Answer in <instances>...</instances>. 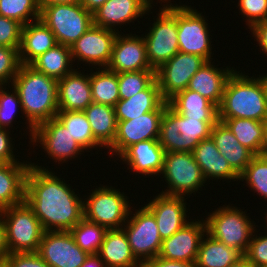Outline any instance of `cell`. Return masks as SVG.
Wrapping results in <instances>:
<instances>
[{"instance_id": "1", "label": "cell", "mask_w": 267, "mask_h": 267, "mask_svg": "<svg viewBox=\"0 0 267 267\" xmlns=\"http://www.w3.org/2000/svg\"><path fill=\"white\" fill-rule=\"evenodd\" d=\"M31 163L25 183V202L44 231H70L83 217V198L65 180Z\"/></svg>"}, {"instance_id": "2", "label": "cell", "mask_w": 267, "mask_h": 267, "mask_svg": "<svg viewBox=\"0 0 267 267\" xmlns=\"http://www.w3.org/2000/svg\"><path fill=\"white\" fill-rule=\"evenodd\" d=\"M17 91L21 112L28 122L30 139L32 141L34 128L47 120L56 117L58 109L57 80L30 65H20L11 83Z\"/></svg>"}, {"instance_id": "3", "label": "cell", "mask_w": 267, "mask_h": 267, "mask_svg": "<svg viewBox=\"0 0 267 267\" xmlns=\"http://www.w3.org/2000/svg\"><path fill=\"white\" fill-rule=\"evenodd\" d=\"M233 118L267 120V89L262 76L249 77L236 69L229 76L218 106V119Z\"/></svg>"}, {"instance_id": "4", "label": "cell", "mask_w": 267, "mask_h": 267, "mask_svg": "<svg viewBox=\"0 0 267 267\" xmlns=\"http://www.w3.org/2000/svg\"><path fill=\"white\" fill-rule=\"evenodd\" d=\"M216 123L183 117L167 105L160 123L158 142L165 153L192 152L203 139L210 137Z\"/></svg>"}, {"instance_id": "5", "label": "cell", "mask_w": 267, "mask_h": 267, "mask_svg": "<svg viewBox=\"0 0 267 267\" xmlns=\"http://www.w3.org/2000/svg\"><path fill=\"white\" fill-rule=\"evenodd\" d=\"M247 215L237 207L223 205L208 214L205 220L206 232L244 255L253 233L256 232V223L251 222Z\"/></svg>"}, {"instance_id": "6", "label": "cell", "mask_w": 267, "mask_h": 267, "mask_svg": "<svg viewBox=\"0 0 267 267\" xmlns=\"http://www.w3.org/2000/svg\"><path fill=\"white\" fill-rule=\"evenodd\" d=\"M7 234L10 253H35L44 230L32 208L24 201L0 211Z\"/></svg>"}, {"instance_id": "7", "label": "cell", "mask_w": 267, "mask_h": 267, "mask_svg": "<svg viewBox=\"0 0 267 267\" xmlns=\"http://www.w3.org/2000/svg\"><path fill=\"white\" fill-rule=\"evenodd\" d=\"M162 7L152 28L150 26L149 32L143 36L148 63L155 71L179 52L177 4Z\"/></svg>"}, {"instance_id": "8", "label": "cell", "mask_w": 267, "mask_h": 267, "mask_svg": "<svg viewBox=\"0 0 267 267\" xmlns=\"http://www.w3.org/2000/svg\"><path fill=\"white\" fill-rule=\"evenodd\" d=\"M83 199L84 218L107 230L122 229L130 213L128 197L118 189L100 186Z\"/></svg>"}, {"instance_id": "9", "label": "cell", "mask_w": 267, "mask_h": 267, "mask_svg": "<svg viewBox=\"0 0 267 267\" xmlns=\"http://www.w3.org/2000/svg\"><path fill=\"white\" fill-rule=\"evenodd\" d=\"M40 19L54 33L58 44L68 47L93 25V14L81 3L44 7L40 11Z\"/></svg>"}, {"instance_id": "10", "label": "cell", "mask_w": 267, "mask_h": 267, "mask_svg": "<svg viewBox=\"0 0 267 267\" xmlns=\"http://www.w3.org/2000/svg\"><path fill=\"white\" fill-rule=\"evenodd\" d=\"M161 174L169 188L161 193L169 196H188L193 192L196 194L207 182L192 152L165 153Z\"/></svg>"}, {"instance_id": "11", "label": "cell", "mask_w": 267, "mask_h": 267, "mask_svg": "<svg viewBox=\"0 0 267 267\" xmlns=\"http://www.w3.org/2000/svg\"><path fill=\"white\" fill-rule=\"evenodd\" d=\"M132 213L130 210L126 225L122 229L126 233L133 255L143 265L147 260L159 255L163 240L154 215L145 206L133 215Z\"/></svg>"}, {"instance_id": "12", "label": "cell", "mask_w": 267, "mask_h": 267, "mask_svg": "<svg viewBox=\"0 0 267 267\" xmlns=\"http://www.w3.org/2000/svg\"><path fill=\"white\" fill-rule=\"evenodd\" d=\"M196 9L177 4V30L179 52L197 55L212 61L209 26L202 13Z\"/></svg>"}, {"instance_id": "13", "label": "cell", "mask_w": 267, "mask_h": 267, "mask_svg": "<svg viewBox=\"0 0 267 267\" xmlns=\"http://www.w3.org/2000/svg\"><path fill=\"white\" fill-rule=\"evenodd\" d=\"M207 62L203 57L178 52L155 71L161 96L168 101L187 89L190 79Z\"/></svg>"}, {"instance_id": "14", "label": "cell", "mask_w": 267, "mask_h": 267, "mask_svg": "<svg viewBox=\"0 0 267 267\" xmlns=\"http://www.w3.org/2000/svg\"><path fill=\"white\" fill-rule=\"evenodd\" d=\"M167 105L168 102L164 101L155 111L145 113L133 120L117 121L116 136L113 143L108 147V153L111 156H120L135 143L145 140H158L161 119Z\"/></svg>"}, {"instance_id": "15", "label": "cell", "mask_w": 267, "mask_h": 267, "mask_svg": "<svg viewBox=\"0 0 267 267\" xmlns=\"http://www.w3.org/2000/svg\"><path fill=\"white\" fill-rule=\"evenodd\" d=\"M31 142L33 145L39 142L48 157L58 161V164L74 159L84 152L57 117L38 124L34 128Z\"/></svg>"}, {"instance_id": "16", "label": "cell", "mask_w": 267, "mask_h": 267, "mask_svg": "<svg viewBox=\"0 0 267 267\" xmlns=\"http://www.w3.org/2000/svg\"><path fill=\"white\" fill-rule=\"evenodd\" d=\"M37 253L49 267H80L89 256L70 231H44Z\"/></svg>"}, {"instance_id": "17", "label": "cell", "mask_w": 267, "mask_h": 267, "mask_svg": "<svg viewBox=\"0 0 267 267\" xmlns=\"http://www.w3.org/2000/svg\"><path fill=\"white\" fill-rule=\"evenodd\" d=\"M118 32L92 25L71 45L73 62L82 61L89 66L107 68L112 57V46Z\"/></svg>"}, {"instance_id": "18", "label": "cell", "mask_w": 267, "mask_h": 267, "mask_svg": "<svg viewBox=\"0 0 267 267\" xmlns=\"http://www.w3.org/2000/svg\"><path fill=\"white\" fill-rule=\"evenodd\" d=\"M191 221L172 236L163 239L158 256L174 261L195 262L199 244L206 233L205 220Z\"/></svg>"}, {"instance_id": "19", "label": "cell", "mask_w": 267, "mask_h": 267, "mask_svg": "<svg viewBox=\"0 0 267 267\" xmlns=\"http://www.w3.org/2000/svg\"><path fill=\"white\" fill-rule=\"evenodd\" d=\"M116 35L112 46V57L107 68L116 73L153 70L147 59L143 35Z\"/></svg>"}, {"instance_id": "20", "label": "cell", "mask_w": 267, "mask_h": 267, "mask_svg": "<svg viewBox=\"0 0 267 267\" xmlns=\"http://www.w3.org/2000/svg\"><path fill=\"white\" fill-rule=\"evenodd\" d=\"M184 198V196H169L160 193L145 205L156 219L162 240L172 236L189 223Z\"/></svg>"}, {"instance_id": "21", "label": "cell", "mask_w": 267, "mask_h": 267, "mask_svg": "<svg viewBox=\"0 0 267 267\" xmlns=\"http://www.w3.org/2000/svg\"><path fill=\"white\" fill-rule=\"evenodd\" d=\"M153 8L146 0H107L93 13V25L119 33L118 25L131 23Z\"/></svg>"}, {"instance_id": "22", "label": "cell", "mask_w": 267, "mask_h": 267, "mask_svg": "<svg viewBox=\"0 0 267 267\" xmlns=\"http://www.w3.org/2000/svg\"><path fill=\"white\" fill-rule=\"evenodd\" d=\"M59 111H84L92 101L90 74L74 70L57 80Z\"/></svg>"}, {"instance_id": "23", "label": "cell", "mask_w": 267, "mask_h": 267, "mask_svg": "<svg viewBox=\"0 0 267 267\" xmlns=\"http://www.w3.org/2000/svg\"><path fill=\"white\" fill-rule=\"evenodd\" d=\"M165 151L158 140H145L128 147L119 157L128 169L145 175H161Z\"/></svg>"}, {"instance_id": "24", "label": "cell", "mask_w": 267, "mask_h": 267, "mask_svg": "<svg viewBox=\"0 0 267 267\" xmlns=\"http://www.w3.org/2000/svg\"><path fill=\"white\" fill-rule=\"evenodd\" d=\"M58 44L54 33L41 20L22 26L21 44L18 50L22 65H29L34 59Z\"/></svg>"}, {"instance_id": "25", "label": "cell", "mask_w": 267, "mask_h": 267, "mask_svg": "<svg viewBox=\"0 0 267 267\" xmlns=\"http://www.w3.org/2000/svg\"><path fill=\"white\" fill-rule=\"evenodd\" d=\"M30 165L24 161L0 163V211L25 201L26 175Z\"/></svg>"}, {"instance_id": "26", "label": "cell", "mask_w": 267, "mask_h": 267, "mask_svg": "<svg viewBox=\"0 0 267 267\" xmlns=\"http://www.w3.org/2000/svg\"><path fill=\"white\" fill-rule=\"evenodd\" d=\"M207 61L190 79L187 89L199 93L217 107L220 105L227 79L234 71L228 66L223 70Z\"/></svg>"}, {"instance_id": "27", "label": "cell", "mask_w": 267, "mask_h": 267, "mask_svg": "<svg viewBox=\"0 0 267 267\" xmlns=\"http://www.w3.org/2000/svg\"><path fill=\"white\" fill-rule=\"evenodd\" d=\"M210 137L219 153L224 156L238 175L245 170L255 156L251 150L239 143L228 126L222 121H218L213 125Z\"/></svg>"}, {"instance_id": "28", "label": "cell", "mask_w": 267, "mask_h": 267, "mask_svg": "<svg viewBox=\"0 0 267 267\" xmlns=\"http://www.w3.org/2000/svg\"><path fill=\"white\" fill-rule=\"evenodd\" d=\"M193 157L207 179H225L238 181L239 175L231 168L223 155L215 146L211 137L203 139L192 151Z\"/></svg>"}, {"instance_id": "29", "label": "cell", "mask_w": 267, "mask_h": 267, "mask_svg": "<svg viewBox=\"0 0 267 267\" xmlns=\"http://www.w3.org/2000/svg\"><path fill=\"white\" fill-rule=\"evenodd\" d=\"M98 255L107 267H142L133 255L123 229L106 231Z\"/></svg>"}, {"instance_id": "30", "label": "cell", "mask_w": 267, "mask_h": 267, "mask_svg": "<svg viewBox=\"0 0 267 267\" xmlns=\"http://www.w3.org/2000/svg\"><path fill=\"white\" fill-rule=\"evenodd\" d=\"M168 105L186 118H194L204 122H218V107L199 93L185 89L176 93L168 101Z\"/></svg>"}, {"instance_id": "31", "label": "cell", "mask_w": 267, "mask_h": 267, "mask_svg": "<svg viewBox=\"0 0 267 267\" xmlns=\"http://www.w3.org/2000/svg\"><path fill=\"white\" fill-rule=\"evenodd\" d=\"M165 100L161 96L156 79L143 91L125 100H119L115 106L117 121L133 120L145 113L155 111Z\"/></svg>"}, {"instance_id": "32", "label": "cell", "mask_w": 267, "mask_h": 267, "mask_svg": "<svg viewBox=\"0 0 267 267\" xmlns=\"http://www.w3.org/2000/svg\"><path fill=\"white\" fill-rule=\"evenodd\" d=\"M243 256L237 249L226 246L206 232L199 244L195 263L197 267H228Z\"/></svg>"}, {"instance_id": "33", "label": "cell", "mask_w": 267, "mask_h": 267, "mask_svg": "<svg viewBox=\"0 0 267 267\" xmlns=\"http://www.w3.org/2000/svg\"><path fill=\"white\" fill-rule=\"evenodd\" d=\"M83 112L90 123L93 137L107 149L113 143L117 131L114 107L92 102Z\"/></svg>"}, {"instance_id": "34", "label": "cell", "mask_w": 267, "mask_h": 267, "mask_svg": "<svg viewBox=\"0 0 267 267\" xmlns=\"http://www.w3.org/2000/svg\"><path fill=\"white\" fill-rule=\"evenodd\" d=\"M72 63L70 47L57 44L38 56L29 65L51 78L60 80L75 70V68L72 69Z\"/></svg>"}, {"instance_id": "35", "label": "cell", "mask_w": 267, "mask_h": 267, "mask_svg": "<svg viewBox=\"0 0 267 267\" xmlns=\"http://www.w3.org/2000/svg\"><path fill=\"white\" fill-rule=\"evenodd\" d=\"M224 122L239 143L255 155H260L264 140V122L252 119H219Z\"/></svg>"}, {"instance_id": "36", "label": "cell", "mask_w": 267, "mask_h": 267, "mask_svg": "<svg viewBox=\"0 0 267 267\" xmlns=\"http://www.w3.org/2000/svg\"><path fill=\"white\" fill-rule=\"evenodd\" d=\"M56 117L66 127L73 139L86 151L95 147L104 148L93 137L90 123L83 111H58Z\"/></svg>"}, {"instance_id": "37", "label": "cell", "mask_w": 267, "mask_h": 267, "mask_svg": "<svg viewBox=\"0 0 267 267\" xmlns=\"http://www.w3.org/2000/svg\"><path fill=\"white\" fill-rule=\"evenodd\" d=\"M98 72L90 73L92 101L98 104L115 106L120 100L118 73L108 68H100Z\"/></svg>"}, {"instance_id": "38", "label": "cell", "mask_w": 267, "mask_h": 267, "mask_svg": "<svg viewBox=\"0 0 267 267\" xmlns=\"http://www.w3.org/2000/svg\"><path fill=\"white\" fill-rule=\"evenodd\" d=\"M107 229L84 217L70 230L75 243L88 254H98Z\"/></svg>"}, {"instance_id": "39", "label": "cell", "mask_w": 267, "mask_h": 267, "mask_svg": "<svg viewBox=\"0 0 267 267\" xmlns=\"http://www.w3.org/2000/svg\"><path fill=\"white\" fill-rule=\"evenodd\" d=\"M0 16L26 25L40 19V9L37 0H0Z\"/></svg>"}, {"instance_id": "40", "label": "cell", "mask_w": 267, "mask_h": 267, "mask_svg": "<svg viewBox=\"0 0 267 267\" xmlns=\"http://www.w3.org/2000/svg\"><path fill=\"white\" fill-rule=\"evenodd\" d=\"M155 80V70H140L118 73L120 100L133 97L145 90Z\"/></svg>"}, {"instance_id": "41", "label": "cell", "mask_w": 267, "mask_h": 267, "mask_svg": "<svg viewBox=\"0 0 267 267\" xmlns=\"http://www.w3.org/2000/svg\"><path fill=\"white\" fill-rule=\"evenodd\" d=\"M241 181L267 199V157L255 155L251 162L246 166L245 170L239 175Z\"/></svg>"}, {"instance_id": "42", "label": "cell", "mask_w": 267, "mask_h": 267, "mask_svg": "<svg viewBox=\"0 0 267 267\" xmlns=\"http://www.w3.org/2000/svg\"><path fill=\"white\" fill-rule=\"evenodd\" d=\"M5 86L0 85V127L9 128L10 130L17 108L20 110L22 108L17 91L13 87L12 93L9 90L5 91Z\"/></svg>"}, {"instance_id": "43", "label": "cell", "mask_w": 267, "mask_h": 267, "mask_svg": "<svg viewBox=\"0 0 267 267\" xmlns=\"http://www.w3.org/2000/svg\"><path fill=\"white\" fill-rule=\"evenodd\" d=\"M20 65L18 49L0 46V85H10Z\"/></svg>"}, {"instance_id": "44", "label": "cell", "mask_w": 267, "mask_h": 267, "mask_svg": "<svg viewBox=\"0 0 267 267\" xmlns=\"http://www.w3.org/2000/svg\"><path fill=\"white\" fill-rule=\"evenodd\" d=\"M238 7L250 30L267 19V0H239Z\"/></svg>"}, {"instance_id": "45", "label": "cell", "mask_w": 267, "mask_h": 267, "mask_svg": "<svg viewBox=\"0 0 267 267\" xmlns=\"http://www.w3.org/2000/svg\"><path fill=\"white\" fill-rule=\"evenodd\" d=\"M22 26L14 19L0 16V46L19 50Z\"/></svg>"}, {"instance_id": "46", "label": "cell", "mask_w": 267, "mask_h": 267, "mask_svg": "<svg viewBox=\"0 0 267 267\" xmlns=\"http://www.w3.org/2000/svg\"><path fill=\"white\" fill-rule=\"evenodd\" d=\"M244 257L253 267L267 265V232L264 236L252 235Z\"/></svg>"}, {"instance_id": "47", "label": "cell", "mask_w": 267, "mask_h": 267, "mask_svg": "<svg viewBox=\"0 0 267 267\" xmlns=\"http://www.w3.org/2000/svg\"><path fill=\"white\" fill-rule=\"evenodd\" d=\"M4 261L9 267H49L37 252L9 253Z\"/></svg>"}, {"instance_id": "48", "label": "cell", "mask_w": 267, "mask_h": 267, "mask_svg": "<svg viewBox=\"0 0 267 267\" xmlns=\"http://www.w3.org/2000/svg\"><path fill=\"white\" fill-rule=\"evenodd\" d=\"M7 128L0 127V163H17L20 162L13 154L12 138ZM16 159V160H15Z\"/></svg>"}, {"instance_id": "49", "label": "cell", "mask_w": 267, "mask_h": 267, "mask_svg": "<svg viewBox=\"0 0 267 267\" xmlns=\"http://www.w3.org/2000/svg\"><path fill=\"white\" fill-rule=\"evenodd\" d=\"M142 267H197L195 262L167 260L160 256L147 260Z\"/></svg>"}, {"instance_id": "50", "label": "cell", "mask_w": 267, "mask_h": 267, "mask_svg": "<svg viewBox=\"0 0 267 267\" xmlns=\"http://www.w3.org/2000/svg\"><path fill=\"white\" fill-rule=\"evenodd\" d=\"M251 32L253 37L257 40L262 52L267 56V19L263 22L256 24Z\"/></svg>"}, {"instance_id": "51", "label": "cell", "mask_w": 267, "mask_h": 267, "mask_svg": "<svg viewBox=\"0 0 267 267\" xmlns=\"http://www.w3.org/2000/svg\"><path fill=\"white\" fill-rule=\"evenodd\" d=\"M9 253V248L7 245L6 225L2 215L0 214V261L5 260L6 256Z\"/></svg>"}, {"instance_id": "52", "label": "cell", "mask_w": 267, "mask_h": 267, "mask_svg": "<svg viewBox=\"0 0 267 267\" xmlns=\"http://www.w3.org/2000/svg\"><path fill=\"white\" fill-rule=\"evenodd\" d=\"M80 267H107L98 254H89Z\"/></svg>"}, {"instance_id": "53", "label": "cell", "mask_w": 267, "mask_h": 267, "mask_svg": "<svg viewBox=\"0 0 267 267\" xmlns=\"http://www.w3.org/2000/svg\"><path fill=\"white\" fill-rule=\"evenodd\" d=\"M76 4L81 3V0H37L38 7L40 11L47 6H51L54 4Z\"/></svg>"}, {"instance_id": "54", "label": "cell", "mask_w": 267, "mask_h": 267, "mask_svg": "<svg viewBox=\"0 0 267 267\" xmlns=\"http://www.w3.org/2000/svg\"><path fill=\"white\" fill-rule=\"evenodd\" d=\"M107 0H81V5L92 14L99 9Z\"/></svg>"}, {"instance_id": "55", "label": "cell", "mask_w": 267, "mask_h": 267, "mask_svg": "<svg viewBox=\"0 0 267 267\" xmlns=\"http://www.w3.org/2000/svg\"><path fill=\"white\" fill-rule=\"evenodd\" d=\"M260 155L267 157V120L264 122V140L261 147Z\"/></svg>"}, {"instance_id": "56", "label": "cell", "mask_w": 267, "mask_h": 267, "mask_svg": "<svg viewBox=\"0 0 267 267\" xmlns=\"http://www.w3.org/2000/svg\"><path fill=\"white\" fill-rule=\"evenodd\" d=\"M228 267H253L249 261L243 256L236 263L231 264Z\"/></svg>"}, {"instance_id": "57", "label": "cell", "mask_w": 267, "mask_h": 267, "mask_svg": "<svg viewBox=\"0 0 267 267\" xmlns=\"http://www.w3.org/2000/svg\"><path fill=\"white\" fill-rule=\"evenodd\" d=\"M261 76H262V79H263V81L265 83V86H266V89H267V74L266 75H261Z\"/></svg>"}, {"instance_id": "58", "label": "cell", "mask_w": 267, "mask_h": 267, "mask_svg": "<svg viewBox=\"0 0 267 267\" xmlns=\"http://www.w3.org/2000/svg\"><path fill=\"white\" fill-rule=\"evenodd\" d=\"M0 267H9L8 264L3 260L0 261Z\"/></svg>"}, {"instance_id": "59", "label": "cell", "mask_w": 267, "mask_h": 267, "mask_svg": "<svg viewBox=\"0 0 267 267\" xmlns=\"http://www.w3.org/2000/svg\"><path fill=\"white\" fill-rule=\"evenodd\" d=\"M158 1V0H157ZM160 1H162V0H160ZM166 1H168V0H163L162 2H166ZM170 1V0H169ZM149 4L152 6V4H153V1L152 0H149Z\"/></svg>"}, {"instance_id": "60", "label": "cell", "mask_w": 267, "mask_h": 267, "mask_svg": "<svg viewBox=\"0 0 267 267\" xmlns=\"http://www.w3.org/2000/svg\"><path fill=\"white\" fill-rule=\"evenodd\" d=\"M265 214H266V215H265V216H266V218H265V219H266V223H267V212H266ZM266 229H267V227H266ZM265 231H267V230H265Z\"/></svg>"}, {"instance_id": "61", "label": "cell", "mask_w": 267, "mask_h": 267, "mask_svg": "<svg viewBox=\"0 0 267 267\" xmlns=\"http://www.w3.org/2000/svg\"><path fill=\"white\" fill-rule=\"evenodd\" d=\"M255 267H267V265L255 266Z\"/></svg>"}]
</instances>
